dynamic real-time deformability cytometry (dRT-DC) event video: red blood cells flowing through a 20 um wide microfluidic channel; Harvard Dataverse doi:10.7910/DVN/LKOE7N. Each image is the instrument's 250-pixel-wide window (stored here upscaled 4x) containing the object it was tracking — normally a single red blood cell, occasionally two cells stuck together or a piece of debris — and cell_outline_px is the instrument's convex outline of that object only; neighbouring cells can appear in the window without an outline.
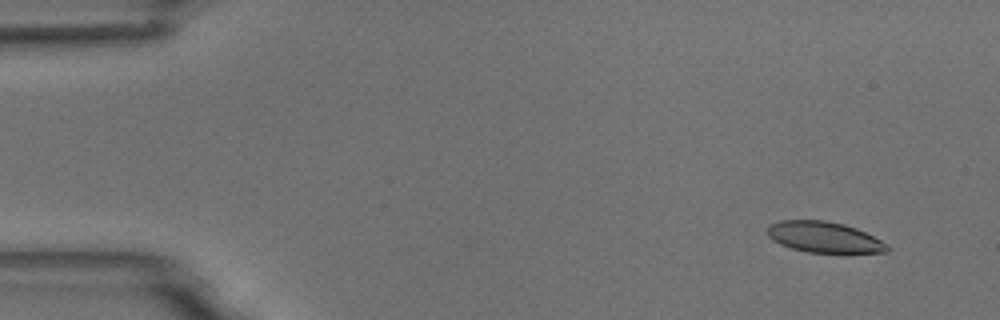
{"species": "common noctule bat (a hibernating species)", "species_latin": "Nyctalus noctula", "temperature_condition": "room temperature", "stored_images_in_passage": 6, "camera_frame_rate_fps": 3000, "um_per_image_px": 0.085, "animal": {"sex": "male", "body_mass_g": 18.8}, "frame": {"image": 1, "passage_image": 1, "time_ms": 0.0, "image_size_px": [1000, 320], "cell_outline_px": [[888, 252], [808, 252], [792, 248], [780, 244], [772, 240], [768, 236], [768, 224], [780, 220], [824, 220], [844, 224], [856, 228], [888, 244]], "centroid_in_image_um": [70.0, 20.14], "position_along_channel_um": 15.0, "area_um2": 21.33}}
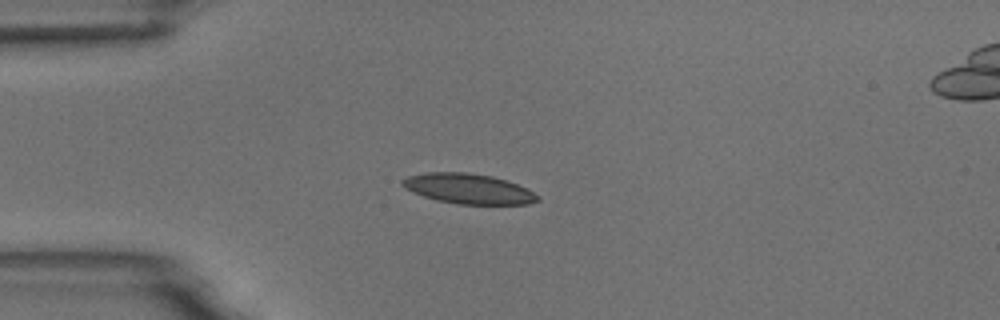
{"frame": {"image": 2, "passage_image": 4, "time_ms": 3.333, "image_size_px": [1000, 320], "cell_outline_px": [[540, 200], [528, 204], [456, 204], [436, 200], [412, 192], [404, 188], [400, 184], [400, 180], [408, 176], [424, 172], [468, 172], [492, 176], [528, 188], [540, 196]], "centroid_in_image_um": [39.79, 16.04], "position_along_channel_um": 45.2, "area_um2": 23.93}}